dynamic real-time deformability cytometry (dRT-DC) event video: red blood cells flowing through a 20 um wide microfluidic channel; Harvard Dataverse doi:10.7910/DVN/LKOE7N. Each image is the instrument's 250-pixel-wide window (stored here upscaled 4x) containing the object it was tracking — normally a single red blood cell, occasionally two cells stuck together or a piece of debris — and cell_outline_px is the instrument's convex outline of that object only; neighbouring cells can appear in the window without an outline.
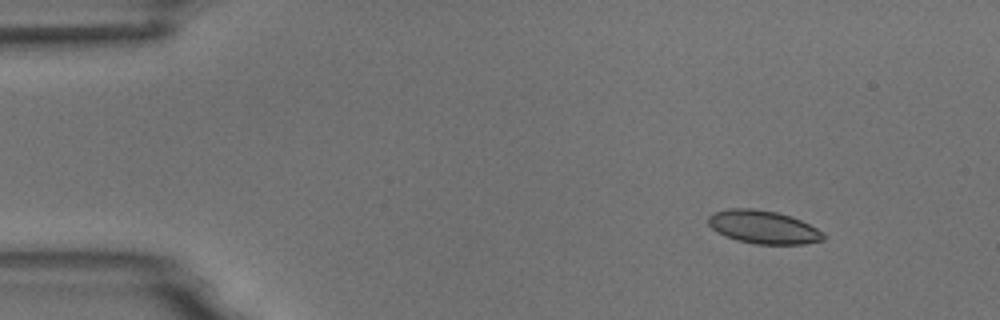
{"species": "common noctule bat (a hibernating species)", "species_latin": "Nyctalus noctula", "temperature_condition": "room temperature", "stored_images_in_passage": 5, "camera_frame_rate_fps": 3000, "um_per_image_px": 0.085, "animal": {"sex": "male", "body_mass_g": 18.8}, "frame": {"image": 1, "passage_image": 2, "time_ms": 1.333, "image_size_px": [1000, 320], "cell_outline_px": [[824, 240], [804, 244], [756, 244], [736, 240], [724, 236], [716, 232], [708, 224], [708, 216], [712, 212], [728, 208], [752, 208], [776, 212], [792, 216], [816, 228], [824, 236]], "centroid_in_image_um": [64.82, 19.3], "position_along_channel_um": 20.2, "area_um2": 22.31}}
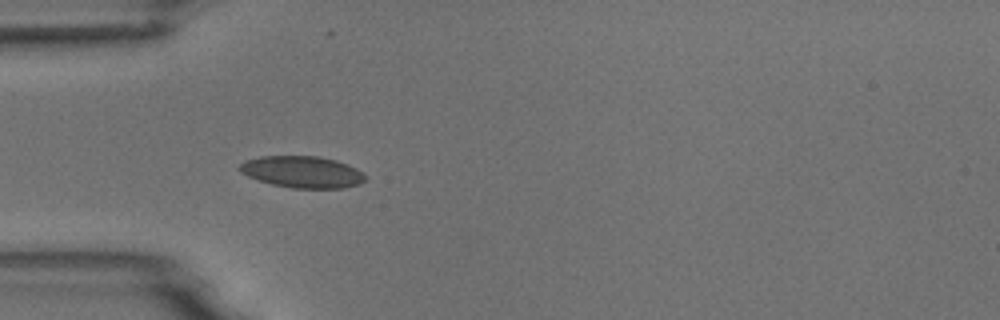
{"frame": {"image": 2, "passage_image": 5, "time_ms": 4.667, "image_size_px": [1000, 320], "cell_outline_px": [[364, 180], [360, 184], [344, 188], [292, 188], [272, 184], [248, 176], [240, 172], [236, 168], [244, 160], [260, 156], [320, 156], [336, 160], [348, 164], [364, 172]], "centroid_in_image_um": [25.68, 14.6], "position_along_channel_um": 59.3, "area_um2": 23.35}}